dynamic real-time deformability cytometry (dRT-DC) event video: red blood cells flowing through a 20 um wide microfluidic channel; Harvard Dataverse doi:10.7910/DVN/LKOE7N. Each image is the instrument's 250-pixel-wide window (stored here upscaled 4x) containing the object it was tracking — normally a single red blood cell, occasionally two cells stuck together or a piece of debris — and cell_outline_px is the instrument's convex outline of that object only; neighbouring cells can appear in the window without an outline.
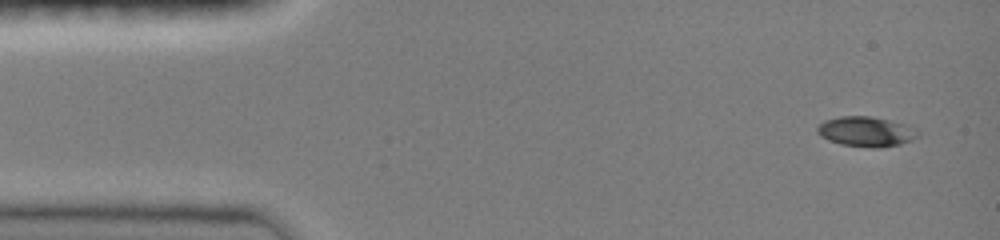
{"species": "common noctule bat (a hibernating species)", "species_latin": "Nyctalus noctula", "temperature_condition": "room temperature", "stored_images_in_passage": 8, "camera_frame_rate_fps": 3000, "um_per_image_px": 0.085, "animal": {"sex": "female", "body_mass_g": 19.0, "forearm_length_mm": 51.5}, "frame": {"image": 1, "passage_image": 1, "time_ms": 0.0, "image_size_px": [1000, 240], "cell_outline_px": [[920, 136], [912, 140], [900, 144], [880, 148], [872, 148], [840, 144], [828, 140], [820, 136], [816, 132], [816, 128], [824, 120], [840, 116], [872, 116], [908, 124], [916, 128], [920, 132]], "centroid_in_image_um": [73.65, 11.18], "position_along_channel_um": 11.3, "area_um2": 17.98}}
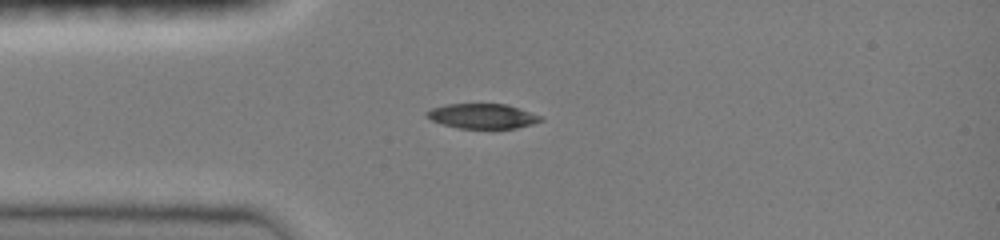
{"frame": {"image": 2, "passage_image": 4, "time_ms": 1.0, "image_size_px": [1000, 240], "cell_outline_px": [[544, 120], [532, 124], [516, 128], [460, 128], [444, 124], [432, 120], [424, 112], [432, 108], [448, 104], [508, 104], [544, 116]], "centroid_in_image_um": [41.08, 9.86], "position_along_channel_um": 43.9, "area_um2": 16.47}}
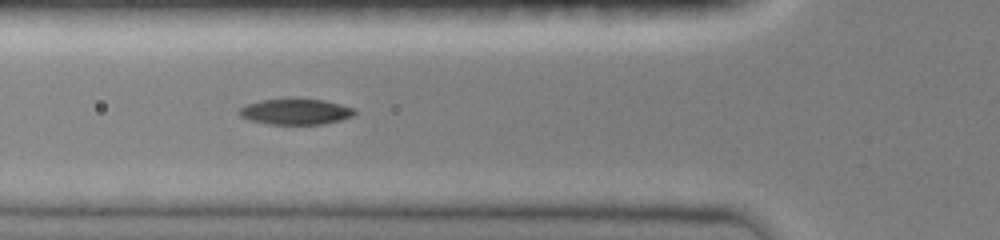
{"frame": {"image": 3, "passage_image": 6, "time_ms": 1.667, "image_size_px": [1000, 240], "cell_outline_px": [[356, 112], [352, 116], [340, 120], [324, 124], [268, 124], [248, 120], [240, 116], [236, 112], [240, 108], [248, 104], [260, 100], [324, 100], [356, 108]], "centroid_in_image_um": [25.12, 9.51], "position_along_channel_um": 100.7, "area_um2": 17.11}}